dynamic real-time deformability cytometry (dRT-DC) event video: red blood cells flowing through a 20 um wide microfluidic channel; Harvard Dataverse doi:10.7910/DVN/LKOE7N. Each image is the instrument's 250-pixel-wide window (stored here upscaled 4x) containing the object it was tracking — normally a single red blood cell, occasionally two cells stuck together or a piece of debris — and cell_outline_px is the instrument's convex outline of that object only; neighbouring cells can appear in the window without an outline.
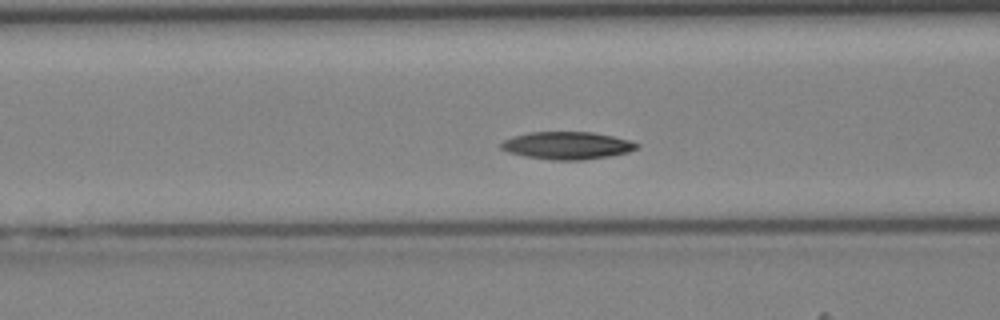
{"species": "Egyptian fruit bat (a non-hibernating species)", "species_latin": "Rousettus aegyptiacus", "temperature_condition": "cold", "stored_images_in_passage": 40, "camera_frame_rate_fps": 3000, "um_per_image_px": 0.085, "animal": {"sex": "female"}, "frame": {"image": 1, "passage_image": 18, "time_ms": 5.667, "image_size_px": [1000, 320], "cell_outline_px": [[640, 148], [628, 152], [608, 156], [584, 160], [552, 160], [524, 156], [508, 152], [500, 148], [500, 144], [504, 140], [512, 136], [528, 132], [592, 132], [612, 136], [628, 140], [640, 144]], "centroid_in_image_um": [48.2, 12.37], "position_along_channel_um": 118.4, "area_um2": 21.85}}
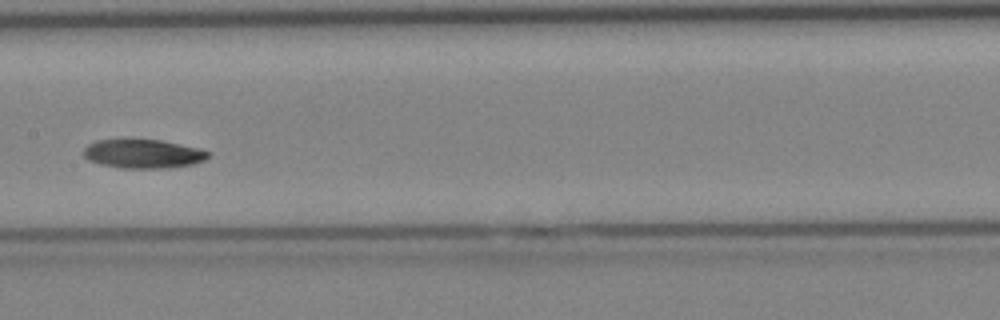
{"frame": {"image": 2, "passage_image": 23, "time_ms": 7.333, "image_size_px": [1000, 320], "cell_outline_px": [[212, 156], [204, 160], [192, 164], [164, 168], [120, 168], [100, 164], [88, 160], [84, 156], [84, 148], [88, 144], [96, 140], [160, 140], [200, 148], [212, 152]], "centroid_in_image_um": [12.2, 13.08], "position_along_channel_um": 195.2, "area_um2": 20.98}}
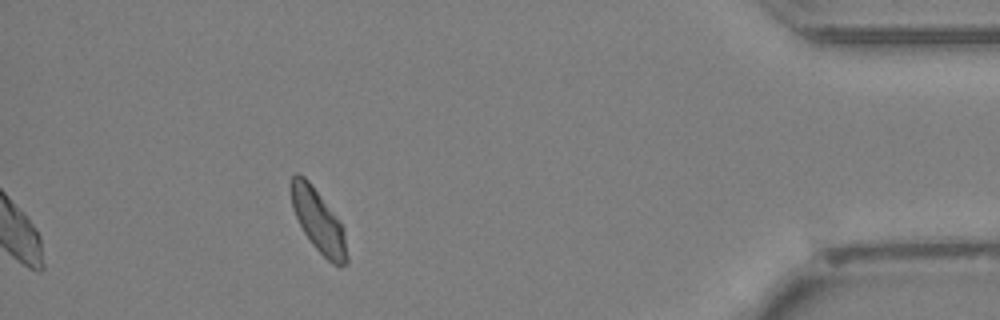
{"frame": {"image": 3, "passage_image": 40, "time_ms": 13.0, "image_size_px": [1000, 320], "cell_outline_px": [[348, 264], [332, 264], [312, 244], [304, 232], [292, 208], [288, 188], [288, 184], [292, 176], [296, 172], [304, 176], [308, 180], [344, 228], [348, 256]], "centroid_in_image_um": [27.02, 18.74], "position_along_channel_um": 408.2, "area_um2": 20.29}}